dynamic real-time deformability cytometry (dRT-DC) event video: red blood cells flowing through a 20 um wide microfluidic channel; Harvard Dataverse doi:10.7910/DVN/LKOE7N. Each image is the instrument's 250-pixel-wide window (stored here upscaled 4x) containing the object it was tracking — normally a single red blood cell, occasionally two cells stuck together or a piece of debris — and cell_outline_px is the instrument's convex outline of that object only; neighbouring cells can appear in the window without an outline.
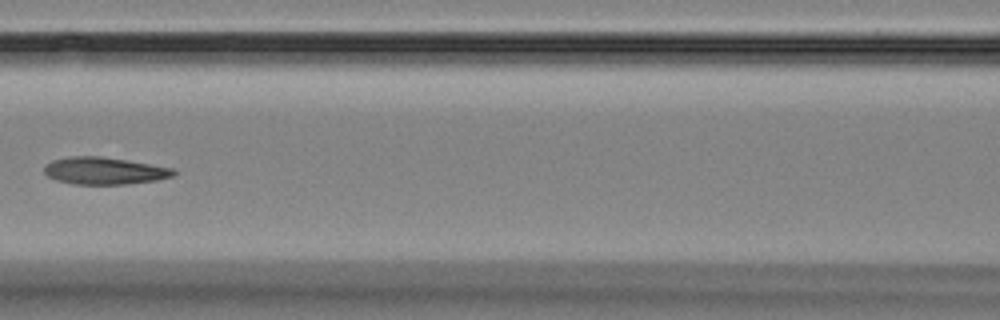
{"species": "Egyptian fruit bat (a non-hibernating species)", "species_latin": "Rousettus aegyptiacus", "temperature_condition": "room temperature", "stored_images_in_passage": 6, "camera_frame_rate_fps": 3000, "um_per_image_px": 0.085, "animal": {"sex": "female"}, "frame": {"image": 1, "passage_image": 6, "time_ms": 6.667, "image_size_px": [1000, 320], "cell_outline_px": [[176, 172], [172, 176], [156, 180], [128, 184], [72, 184], [56, 180], [48, 176], [44, 172], [44, 168], [52, 160], [68, 156], [100, 156], [172, 168]], "centroid_in_image_um": [8.83, 14.52], "position_along_channel_um": 157.8, "area_um2": 20.23}}